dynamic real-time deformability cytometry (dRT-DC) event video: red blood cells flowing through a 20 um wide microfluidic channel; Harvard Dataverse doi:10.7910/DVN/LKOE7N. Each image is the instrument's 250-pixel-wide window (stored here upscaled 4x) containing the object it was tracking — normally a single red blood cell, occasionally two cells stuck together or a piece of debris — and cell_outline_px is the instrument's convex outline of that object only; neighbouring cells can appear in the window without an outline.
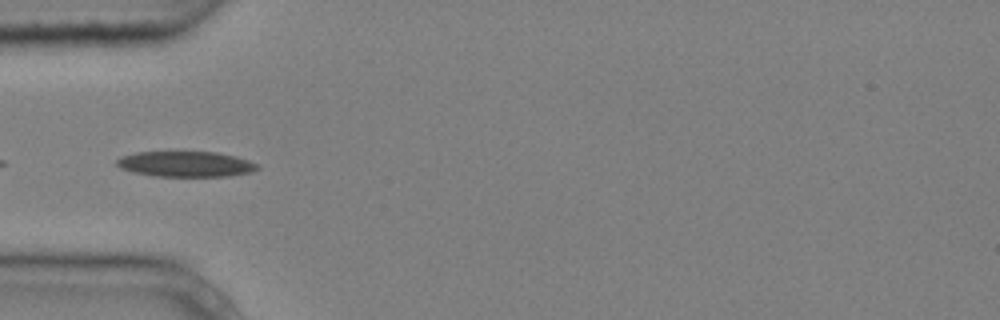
{"species": "common noctule bat (a hibernating species)", "species_latin": "Nyctalus noctula", "temperature_condition": "cold", "stored_images_in_passage": 5, "camera_frame_rate_fps": 3000, "um_per_image_px": 0.085, "animal": {"sex": "male", "body_mass_g": 20.4}, "frame": {"image": 1, "passage_image": 4, "time_ms": 1.0, "image_size_px": [1000, 320], "cell_outline_px": [[260, 168], [252, 172], [228, 176], [156, 176], [132, 172], [120, 168], [116, 164], [116, 160], [120, 156], [136, 152], [216, 152], [236, 156], [260, 164]], "centroid_in_image_um": [15.8, 13.94], "position_along_channel_um": 69.2, "area_um2": 21.04}}
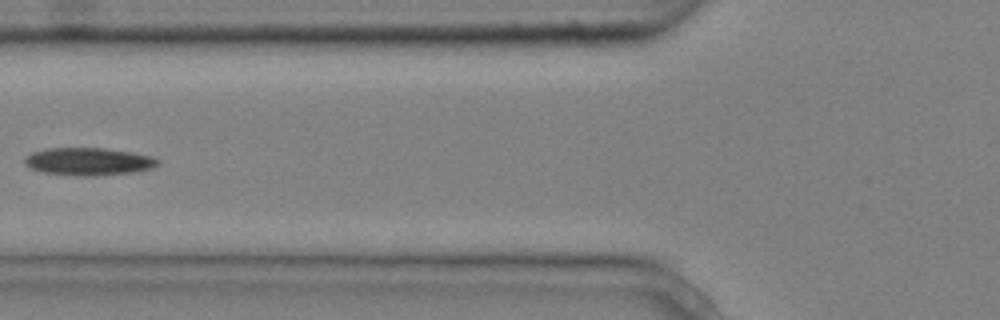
{"frame": {"image": 2, "passage_image": 5, "time_ms": 1.333, "image_size_px": [1000, 320], "cell_outline_px": [[160, 164], [152, 168], [132, 172], [96, 176], [76, 176], [44, 172], [32, 168], [24, 164], [24, 160], [32, 152], [48, 148], [108, 148], [132, 152], [152, 156], [160, 160]], "centroid_in_image_um": [7.57, 13.72], "position_along_channel_um": 118.2, "area_um2": 21.5}}